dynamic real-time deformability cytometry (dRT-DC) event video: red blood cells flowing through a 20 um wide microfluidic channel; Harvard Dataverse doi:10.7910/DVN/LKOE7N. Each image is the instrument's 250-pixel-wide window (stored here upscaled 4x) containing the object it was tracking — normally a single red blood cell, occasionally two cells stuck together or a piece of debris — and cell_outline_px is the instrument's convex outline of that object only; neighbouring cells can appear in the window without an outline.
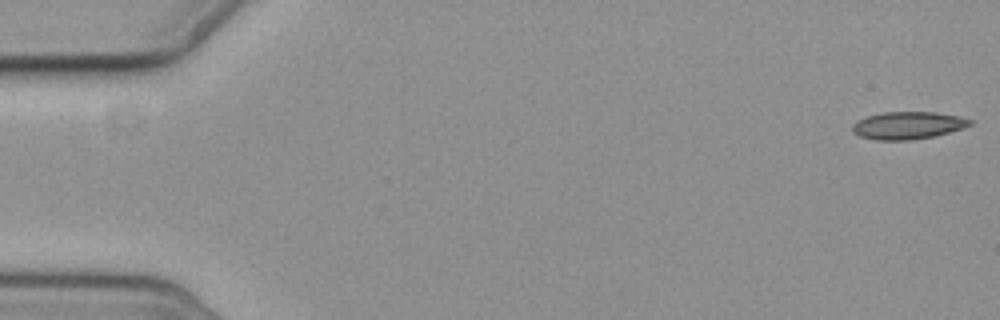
{"species": "common noctule bat (a hibernating species)", "species_latin": "Nyctalus noctula", "temperature_condition": "cold", "stored_images_in_passage": 5, "camera_frame_rate_fps": 3000, "um_per_image_px": 0.085, "animal": {"sex": "female", "body_mass_g": 19.3, "forearm_length_mm": 54.1}, "frame": {"image": 1, "passage_image": 1, "time_ms": 0.0, "image_size_px": [1000, 320], "cell_outline_px": [[972, 124], [964, 128], [932, 136], [912, 140], [876, 140], [860, 136], [852, 132], [852, 124], [856, 120], [868, 116], [884, 112], [936, 112], [960, 116], [972, 120]], "centroid_in_image_um": [77.16, 10.65], "position_along_channel_um": 7.8, "area_um2": 18.84}}
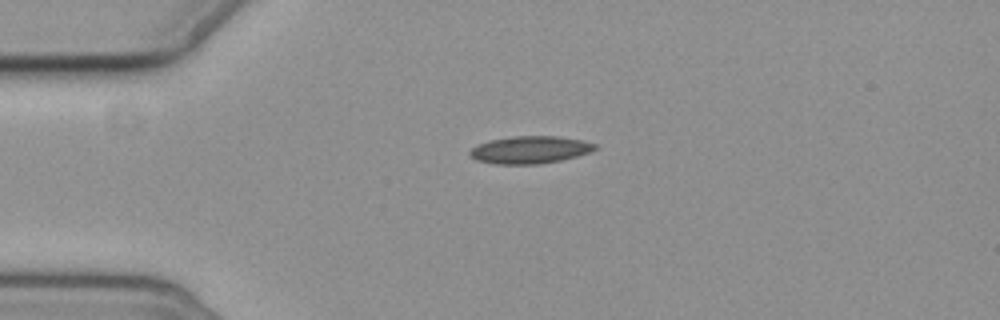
{"frame": {"image": 2, "passage_image": 4, "time_ms": 4.333, "image_size_px": [1000, 320], "cell_outline_px": [[596, 148], [588, 152], [576, 156], [560, 160], [540, 164], [496, 164], [476, 160], [468, 152], [472, 148], [480, 144], [492, 140], [512, 136], [556, 136], [584, 140], [596, 144]], "centroid_in_image_um": [45.06, 12.73], "position_along_channel_um": 39.9, "area_um2": 19.77}}